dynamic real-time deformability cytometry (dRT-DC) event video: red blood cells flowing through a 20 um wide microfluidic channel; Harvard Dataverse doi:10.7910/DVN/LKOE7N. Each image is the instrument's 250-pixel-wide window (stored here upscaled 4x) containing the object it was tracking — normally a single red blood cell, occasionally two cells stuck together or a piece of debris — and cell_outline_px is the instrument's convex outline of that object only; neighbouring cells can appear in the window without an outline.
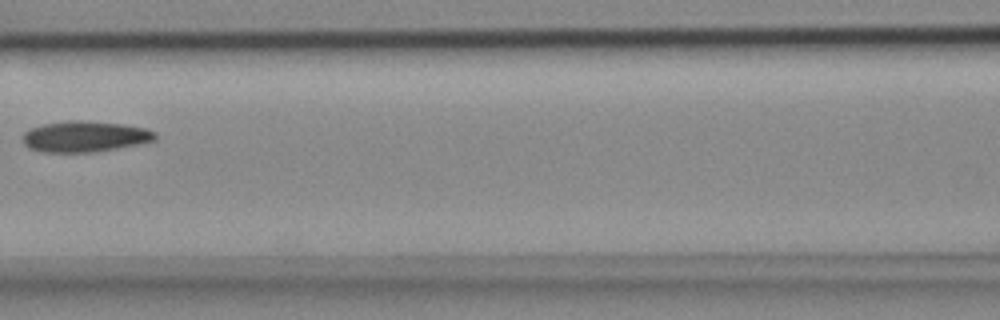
{"species": "common noctule bat (a hibernating species)", "species_latin": "Nyctalus noctula", "temperature_condition": "cold", "stored_images_in_passage": 7, "camera_frame_rate_fps": 3000, "um_per_image_px": 0.085, "animal": {"sex": "female", "body_mass_g": 18.4}, "frame": {"image": 1, "passage_image": 6, "time_ms": 1.667, "image_size_px": [1000, 320], "cell_outline_px": [[156, 140], [140, 144], [96, 152], [40, 152], [28, 148], [24, 144], [24, 132], [32, 128], [44, 124], [72, 120], [80, 120], [124, 124], [148, 128], [156, 132]], "centroid_in_image_um": [7.26, 11.61], "position_along_channel_um": 159.3, "area_um2": 23.99}}
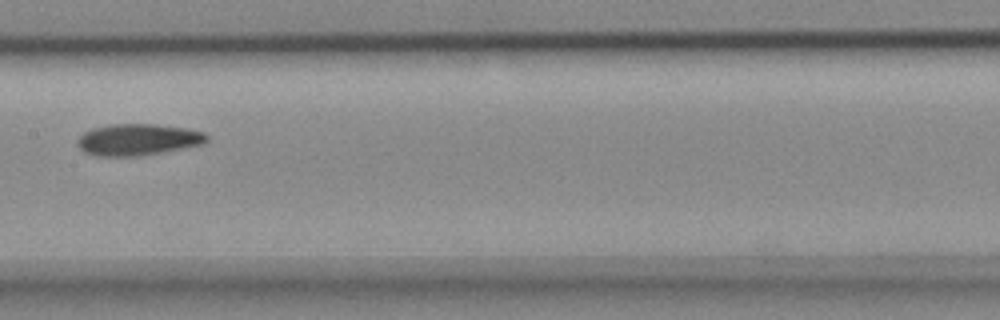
{"frame": {"image": 2, "passage_image": 7, "time_ms": 2.0, "image_size_px": [1000, 320], "cell_outline_px": [[208, 140], [204, 144], [164, 152], [140, 156], [96, 156], [84, 152], [76, 144], [76, 140], [84, 132], [92, 128], [112, 124], [156, 124], [188, 128], [204, 132], [208, 136]], "centroid_in_image_um": [11.73, 11.87], "position_along_channel_um": 195.7, "area_um2": 24.04}}